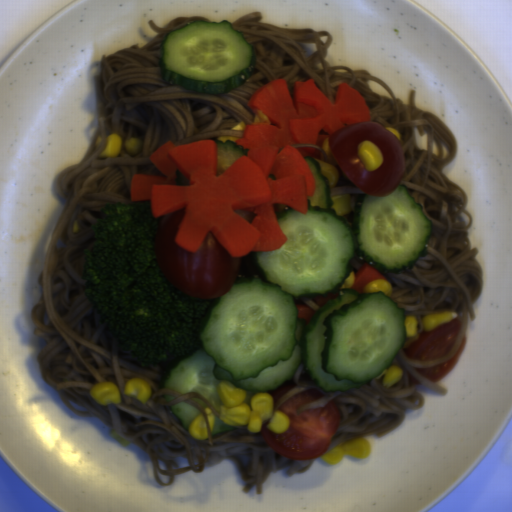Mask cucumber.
<instances>
[{
    "label": "cucumber",
    "mask_w": 512,
    "mask_h": 512,
    "mask_svg": "<svg viewBox=\"0 0 512 512\" xmlns=\"http://www.w3.org/2000/svg\"><path fill=\"white\" fill-rule=\"evenodd\" d=\"M307 213L277 204L275 220L287 240L273 251H250L227 294L213 298L198 344L172 359L159 388L199 393L219 413V384L256 393L292 380L302 361L324 392L366 386L388 368L407 337L405 311L381 291L343 288L308 323L300 299L342 288L355 254L378 271L412 270L428 244L431 221L404 185L387 196H358L349 224L333 209L332 189L314 157Z\"/></svg>",
    "instance_id": "obj_1"
},
{
    "label": "cucumber",
    "mask_w": 512,
    "mask_h": 512,
    "mask_svg": "<svg viewBox=\"0 0 512 512\" xmlns=\"http://www.w3.org/2000/svg\"><path fill=\"white\" fill-rule=\"evenodd\" d=\"M158 66L163 81L194 92L224 94L252 74L253 44L226 21L193 20L160 41Z\"/></svg>",
    "instance_id": "obj_2"
},
{
    "label": "cucumber",
    "mask_w": 512,
    "mask_h": 512,
    "mask_svg": "<svg viewBox=\"0 0 512 512\" xmlns=\"http://www.w3.org/2000/svg\"><path fill=\"white\" fill-rule=\"evenodd\" d=\"M216 144V175L217 177L227 171L239 157L246 154V149L237 146L236 141L222 139L212 140Z\"/></svg>",
    "instance_id": "obj_3"
},
{
    "label": "cucumber",
    "mask_w": 512,
    "mask_h": 512,
    "mask_svg": "<svg viewBox=\"0 0 512 512\" xmlns=\"http://www.w3.org/2000/svg\"><path fill=\"white\" fill-rule=\"evenodd\" d=\"M169 412L174 418L180 420L181 428L187 432L192 420L202 414L196 407L183 401L170 406Z\"/></svg>",
    "instance_id": "obj_4"
},
{
    "label": "cucumber",
    "mask_w": 512,
    "mask_h": 512,
    "mask_svg": "<svg viewBox=\"0 0 512 512\" xmlns=\"http://www.w3.org/2000/svg\"><path fill=\"white\" fill-rule=\"evenodd\" d=\"M233 429H235L234 425H228V424L224 423L220 418H218L215 415V424H214L213 430L211 431L210 435L213 438L225 431H231Z\"/></svg>",
    "instance_id": "obj_5"
},
{
    "label": "cucumber",
    "mask_w": 512,
    "mask_h": 512,
    "mask_svg": "<svg viewBox=\"0 0 512 512\" xmlns=\"http://www.w3.org/2000/svg\"><path fill=\"white\" fill-rule=\"evenodd\" d=\"M191 399L194 400L197 404H199L204 410H205L206 407L209 408V406L205 402H203L202 400H200V399H198L196 397H191Z\"/></svg>",
    "instance_id": "obj_6"
}]
</instances>
